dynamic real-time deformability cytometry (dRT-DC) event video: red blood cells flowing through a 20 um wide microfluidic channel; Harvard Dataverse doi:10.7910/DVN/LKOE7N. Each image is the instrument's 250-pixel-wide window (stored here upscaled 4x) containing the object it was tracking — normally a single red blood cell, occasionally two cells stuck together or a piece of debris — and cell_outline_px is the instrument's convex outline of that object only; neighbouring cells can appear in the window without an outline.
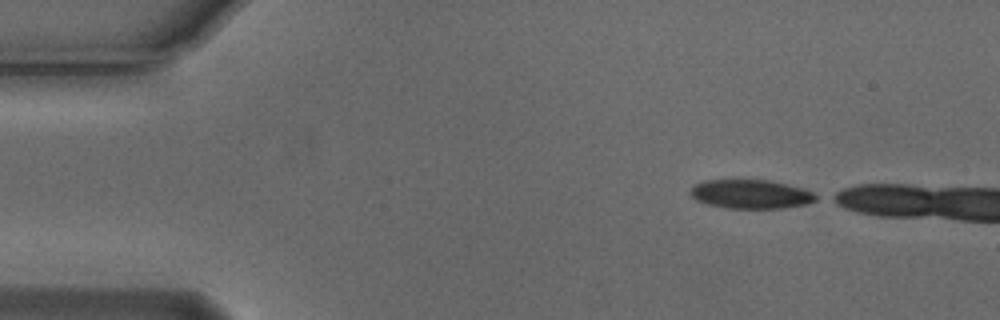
{"species": "Egyptian fruit bat (a non-hibernating species)", "species_latin": "Rousettus aegyptiacus", "temperature_condition": "cold", "stored_images_in_passage": 4, "camera_frame_rate_fps": 3000, "um_per_image_px": 0.085, "animal": {"sex": "male"}, "frame": {"image": 1, "passage_image": 1, "time_ms": 0.0, "image_size_px": [1000, 320], "cell_outline_px": [[820, 196], [816, 200], [808, 204], [780, 208], [728, 208], [708, 204], [696, 200], [688, 192], [692, 184], [704, 180], [768, 180], [800, 188], [812, 192]], "centroid_in_image_um": [63.78, 16.5], "position_along_channel_um": 21.2, "area_um2": 21.15}}